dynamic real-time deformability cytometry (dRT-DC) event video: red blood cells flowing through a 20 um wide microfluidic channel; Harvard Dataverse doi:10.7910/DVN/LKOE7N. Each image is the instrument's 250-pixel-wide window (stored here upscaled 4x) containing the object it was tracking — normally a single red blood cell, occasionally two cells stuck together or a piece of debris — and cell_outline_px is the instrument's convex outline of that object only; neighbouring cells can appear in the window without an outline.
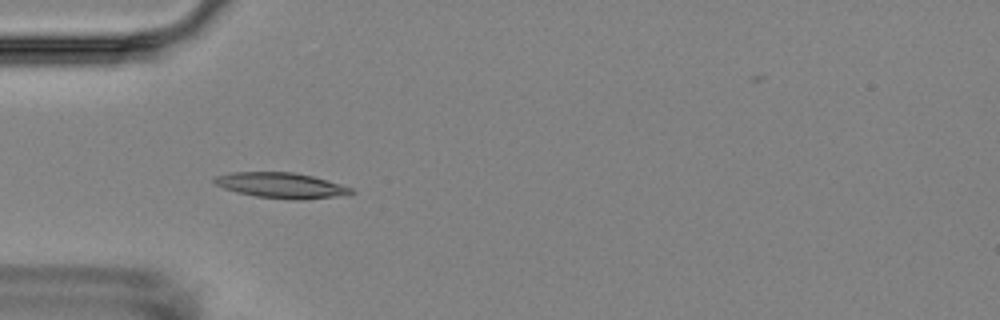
{"species": "Egyptian fruit bat (a non-hibernating species)", "species_latin": "Rousettus aegyptiacus", "temperature_condition": "room temperature", "stored_images_in_passage": 6, "camera_frame_rate_fps": 3000, "um_per_image_px": 0.085, "animal": {"sex": "female"}, "frame": {"image": 1, "passage_image": 5, "time_ms": 4.667, "image_size_px": [1000, 320], "cell_outline_px": [[356, 192], [348, 196], [300, 200], [296, 200], [256, 196], [236, 192], [224, 188], [216, 184], [212, 180], [216, 176], [232, 172], [292, 172], [312, 176], [340, 184], [352, 188]], "centroid_in_image_um": [23.96, 15.77], "position_along_channel_um": 61.0, "area_um2": 20.4}}